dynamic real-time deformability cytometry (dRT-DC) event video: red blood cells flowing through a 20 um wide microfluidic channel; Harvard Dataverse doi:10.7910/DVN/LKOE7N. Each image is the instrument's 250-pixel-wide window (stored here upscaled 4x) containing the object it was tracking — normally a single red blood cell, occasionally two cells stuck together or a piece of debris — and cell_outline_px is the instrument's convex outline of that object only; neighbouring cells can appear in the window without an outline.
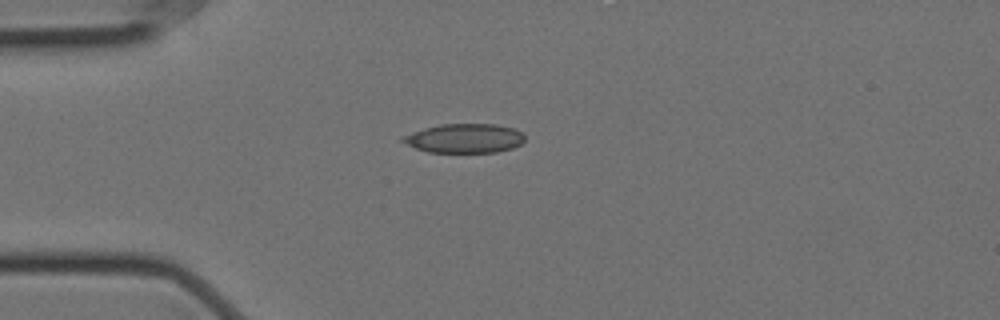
{"species": "Egyptian fruit bat (a non-hibernating species)", "species_latin": "Rousettus aegyptiacus", "temperature_condition": "cold", "stored_images_in_passage": 6, "camera_frame_rate_fps": 3000, "um_per_image_px": 0.085, "animal": {"sex": "female"}, "frame": {"image": 1, "passage_image": 1, "time_ms": 0.0, "image_size_px": [1000, 320], "cell_outline_px": [[524, 140], [520, 144], [512, 148], [496, 152], [428, 152], [416, 148], [400, 140], [400, 136], [424, 128], [440, 124], [496, 124], [512, 128], [520, 132], [524, 136]], "centroid_in_image_um": [39.46, 11.75], "position_along_channel_um": 45.5, "area_um2": 20.63}}
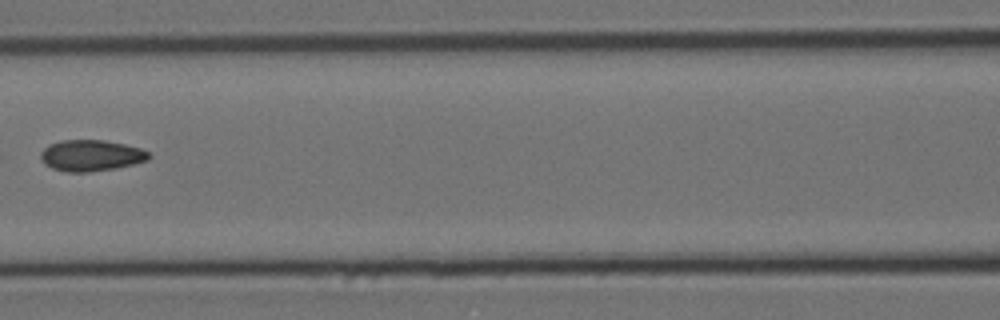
{"frame": {"image": 2, "passage_image": 4, "time_ms": 1.0, "image_size_px": [1000, 320], "cell_outline_px": [[152, 156], [148, 160], [116, 168], [88, 172], [68, 172], [52, 168], [44, 164], [40, 160], [40, 152], [48, 144], [60, 140], [104, 140], [124, 144], [140, 148], [148, 152]], "centroid_in_image_um": [7.7, 13.21], "position_along_channel_um": 158.9, "area_um2": 19.77}}
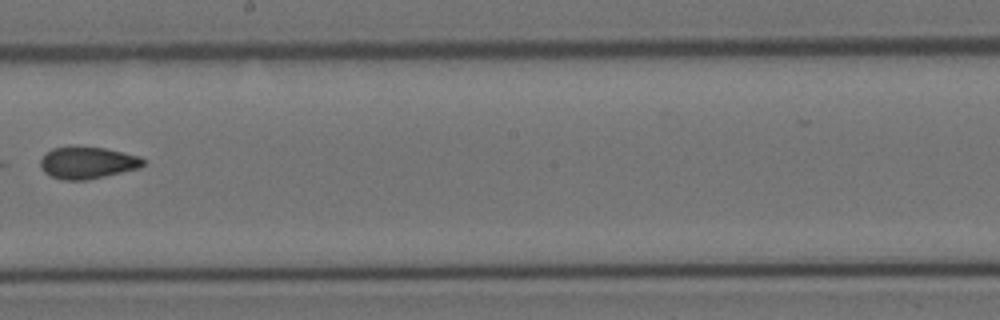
{"frame": {"image": 3, "passage_image": 6, "time_ms": 1.667, "image_size_px": [1000, 320], "cell_outline_px": [[144, 164], [140, 168], [88, 180], [60, 180], [44, 172], [40, 168], [40, 160], [44, 152], [52, 148], [104, 148], [140, 156], [144, 160]], "centroid_in_image_um": [7.42, 13.86], "position_along_channel_um": 240.8, "area_um2": 18.96}}